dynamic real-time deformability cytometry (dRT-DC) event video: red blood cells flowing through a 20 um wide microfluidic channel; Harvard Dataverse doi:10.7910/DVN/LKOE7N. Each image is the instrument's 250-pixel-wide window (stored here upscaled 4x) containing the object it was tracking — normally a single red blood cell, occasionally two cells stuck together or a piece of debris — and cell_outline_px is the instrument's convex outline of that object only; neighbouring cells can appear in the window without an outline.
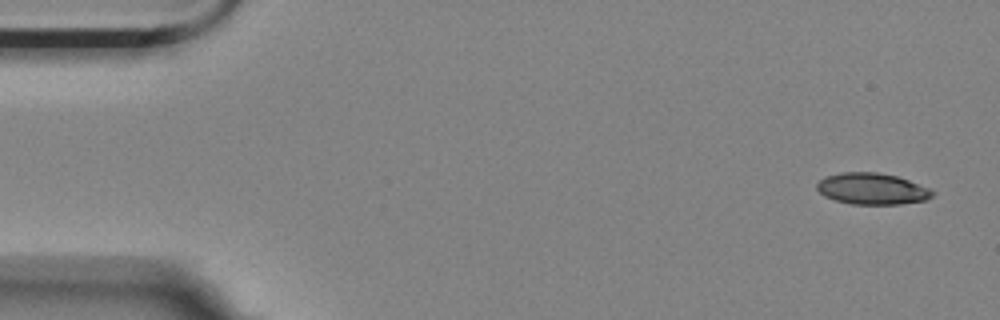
{"species": "Egyptian fruit bat (a non-hibernating species)", "species_latin": "Rousettus aegyptiacus", "temperature_condition": "room temperature", "stored_images_in_passage": 5, "camera_frame_rate_fps": 3000, "um_per_image_px": 0.085, "animal": {"sex": "female"}, "frame": {"image": 1, "passage_image": 1, "time_ms": 0.0, "image_size_px": [1000, 320], "cell_outline_px": [[932, 196], [924, 200], [900, 204], [852, 204], [836, 200], [824, 196], [816, 188], [816, 184], [824, 176], [840, 172], [876, 172], [896, 176], [908, 180], [928, 188], [932, 192]], "centroid_in_image_um": [74.06, 16.04], "position_along_channel_um": 10.9, "area_um2": 20.92}}
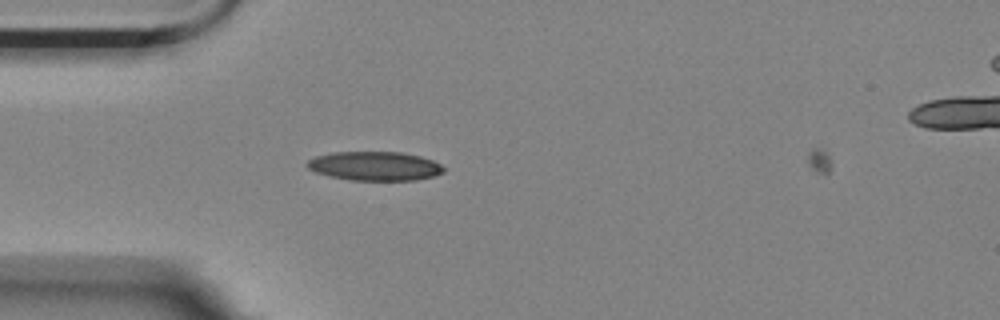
{"frame": {"image": 2, "passage_image": 4, "time_ms": 1.0, "image_size_px": [1000, 320], "cell_outline_px": [[444, 172], [432, 176], [416, 180], [348, 180], [328, 176], [316, 172], [308, 168], [304, 164], [308, 160], [316, 156], [332, 152], [400, 152], [420, 156], [432, 160], [440, 164], [444, 168]], "centroid_in_image_um": [31.82, 14.11], "position_along_channel_um": 53.2, "area_um2": 23.12}}